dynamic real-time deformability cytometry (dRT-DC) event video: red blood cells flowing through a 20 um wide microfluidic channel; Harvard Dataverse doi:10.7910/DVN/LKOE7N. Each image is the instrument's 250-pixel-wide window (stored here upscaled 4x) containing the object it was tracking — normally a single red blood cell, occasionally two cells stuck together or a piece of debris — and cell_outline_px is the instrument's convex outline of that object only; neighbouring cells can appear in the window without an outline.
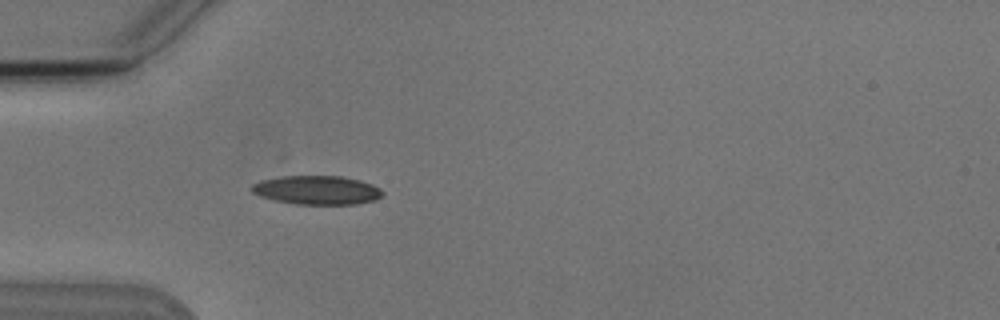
{"species": "Egyptian fruit bat (a non-hibernating species)", "species_latin": "Rousettus aegyptiacus", "temperature_condition": "cold", "stored_images_in_passage": 5, "camera_frame_rate_fps": 3000, "um_per_image_px": 0.085, "animal": {"sex": "male"}, "frame": {"image": 1, "passage_image": 5, "time_ms": 5.667, "image_size_px": [1000, 320], "cell_outline_px": [[384, 192], [376, 200], [356, 204], [296, 204], [276, 200], [260, 196], [252, 192], [252, 184], [260, 180], [284, 176], [340, 176], [360, 180], [372, 184], [380, 188]], "centroid_in_image_um": [26.96, 16.15], "position_along_channel_um": 58.0, "area_um2": 21.91}}